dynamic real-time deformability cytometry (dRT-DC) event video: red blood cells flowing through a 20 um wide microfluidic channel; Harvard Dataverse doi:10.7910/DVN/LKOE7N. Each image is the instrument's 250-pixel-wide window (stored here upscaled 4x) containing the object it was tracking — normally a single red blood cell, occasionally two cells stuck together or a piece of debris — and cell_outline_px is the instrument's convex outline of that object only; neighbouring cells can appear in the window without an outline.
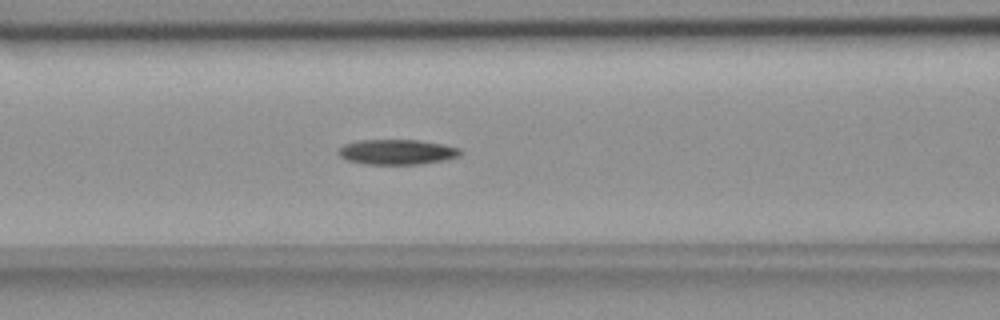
{"species": "common noctule bat (a hibernating species)", "species_latin": "Nyctalus noctula", "temperature_condition": "room temperature", "stored_images_in_passage": 55, "camera_frame_rate_fps": 3000, "um_per_image_px": 0.085, "animal": {"sex": "female", "body_mass_g": 18.4}, "frame": {"image": 1, "passage_image": 22, "time_ms": 7.0, "image_size_px": [1000, 320], "cell_outline_px": [[460, 156], [448, 160], [420, 164], [364, 164], [348, 160], [340, 156], [336, 152], [344, 144], [356, 140], [420, 140], [460, 148]], "centroid_in_image_um": [33.74, 12.92], "position_along_channel_um": 132.9, "area_um2": 17.92}}
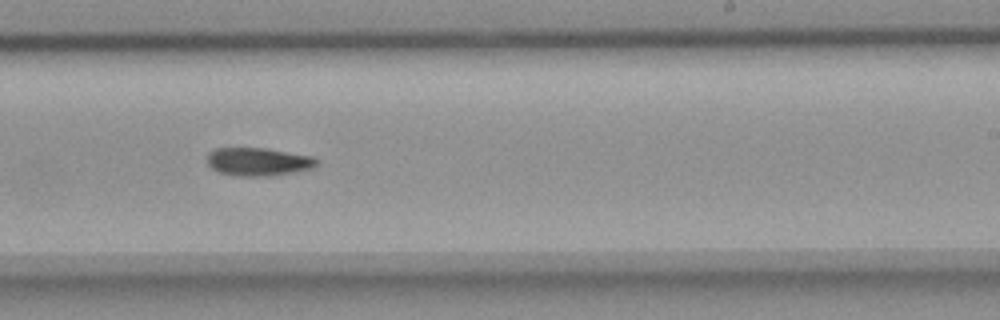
{"frame": {"image": 2, "passage_image": 33, "time_ms": 10.667, "image_size_px": [1000, 320], "cell_outline_px": [[320, 164], [316, 168], [296, 172], [272, 176], [236, 176], [220, 172], [212, 168], [208, 164], [208, 152], [216, 148], [264, 148], [312, 156], [320, 160]], "centroid_in_image_um": [22.03, 13.75], "position_along_channel_um": 267.0, "area_um2": 18.21}}
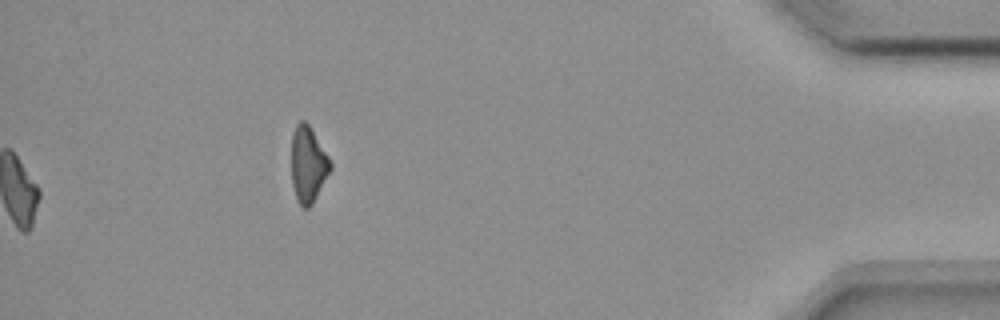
{"frame": {"image": 3, "passage_image": 55, "time_ms": 18.0, "image_size_px": [1000, 320], "cell_outline_px": [[332, 168], [312, 204], [308, 208], [304, 208], [296, 200], [292, 184], [292, 132], [296, 124], [300, 120], [304, 120], [308, 124], [328, 156], [332, 164]], "centroid_in_image_um": [26.18, 13.98], "position_along_channel_um": 409.0, "area_um2": 17.11}, "authors_computed_cell_mechanics": {"area_um2": 17.629, "velocity_mm_per_s": 3.676, "shape_relaxation_time_tau1_ms": 8.3995, "shape_relaxation_time_tau2_ms": null, "deformation_change_tau1": 0.1731, "deformation_change_tau2": null}}